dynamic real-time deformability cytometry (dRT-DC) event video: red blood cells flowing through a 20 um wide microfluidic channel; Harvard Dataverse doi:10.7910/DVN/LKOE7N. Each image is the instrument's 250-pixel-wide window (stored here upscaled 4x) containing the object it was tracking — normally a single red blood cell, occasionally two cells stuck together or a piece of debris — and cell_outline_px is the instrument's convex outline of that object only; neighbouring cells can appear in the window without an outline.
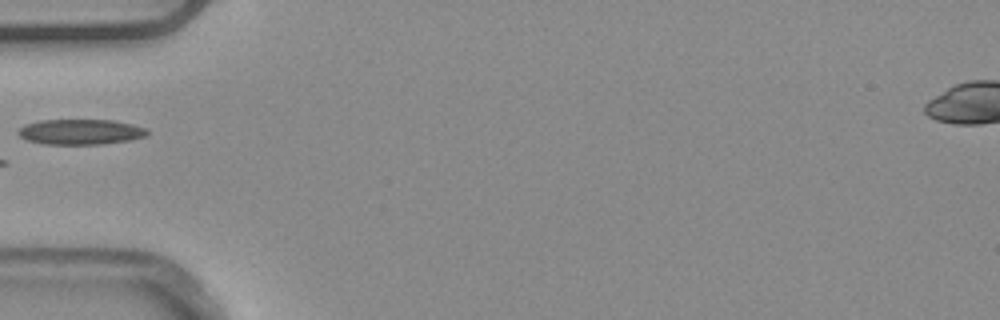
{"species": "common noctule bat (a hibernating species)", "species_latin": "Nyctalus noctula", "temperature_condition": "warm", "stored_images_in_passage": 4, "camera_frame_rate_fps": 3000, "um_per_image_px": 0.085, "animal": {"sex": "male", "body_mass_g": 20.4}, "frame": {"image": 1, "passage_image": 4, "time_ms": 1.0, "image_size_px": [1000, 320], "cell_outline_px": [[148, 136], [132, 140], [104, 144], [44, 144], [28, 140], [20, 136], [16, 132], [20, 128], [28, 124], [40, 120], [112, 120], [132, 124], [148, 128]], "centroid_in_image_um": [6.91, 11.21], "position_along_channel_um": 78.1, "area_um2": 19.13}}